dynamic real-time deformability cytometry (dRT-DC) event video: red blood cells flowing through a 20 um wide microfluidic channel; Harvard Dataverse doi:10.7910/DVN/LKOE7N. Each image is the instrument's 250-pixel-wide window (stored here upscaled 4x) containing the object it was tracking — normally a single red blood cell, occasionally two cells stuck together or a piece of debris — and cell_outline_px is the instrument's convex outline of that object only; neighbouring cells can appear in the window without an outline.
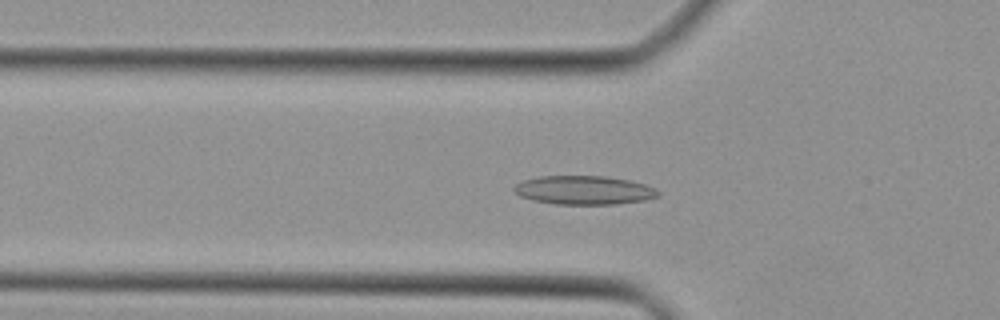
{"species": "Egyptian fruit bat (a non-hibernating species)", "species_latin": "Rousettus aegyptiacus", "temperature_condition": "cold", "stored_images_in_passage": 37, "camera_frame_rate_fps": 3000, "um_per_image_px": 0.085, "animal": {"sex": "female"}, "frame": {"image": 1, "passage_image": 9, "time_ms": 2.667, "image_size_px": [1000, 320], "cell_outline_px": [[660, 196], [644, 200], [616, 204], [556, 204], [532, 200], [520, 196], [512, 192], [512, 188], [516, 184], [524, 180], [540, 176], [604, 176], [628, 180], [644, 184], [656, 188], [660, 192]], "centroid_in_image_um": [49.62, 16.16], "position_along_channel_um": 76.2, "area_um2": 24.22}}
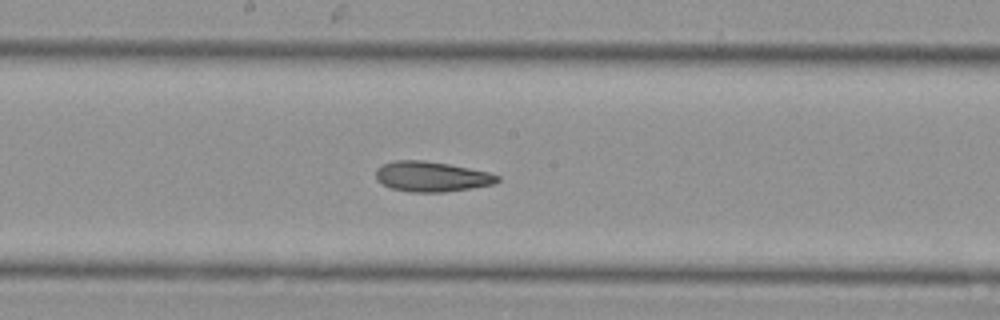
{"frame": {"image": 2, "passage_image": 18, "time_ms": 5.667, "image_size_px": [1000, 320], "cell_outline_px": [[500, 180], [492, 184], [472, 188], [444, 192], [412, 192], [392, 188], [380, 184], [376, 180], [376, 168], [384, 164], [396, 160], [424, 160], [448, 164], [488, 172], [500, 176]], "centroid_in_image_um": [36.66, 15.01], "position_along_channel_um": 211.5, "area_um2": 21.33}}
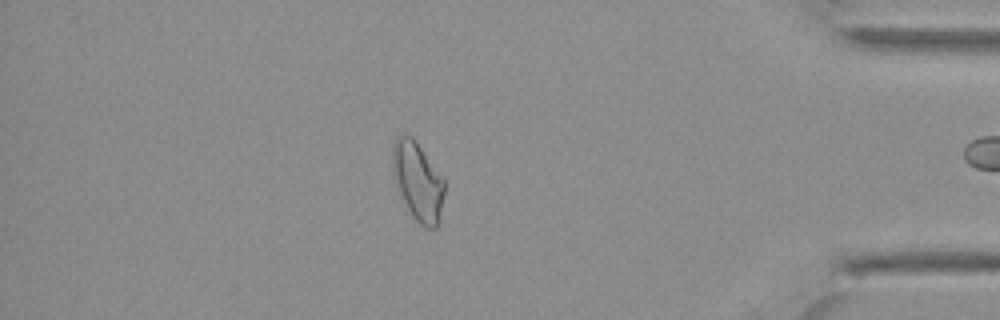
{"frame": {"image": 3, "passage_image": 33, "time_ms": 10.667, "image_size_px": [1000, 320], "cell_outline_px": [[444, 192], [440, 220], [436, 228], [424, 228], [412, 216], [396, 184], [392, 168], [392, 148], [396, 136], [400, 132], [404, 132], [412, 136], [444, 180]], "centroid_in_image_um": [35.5, 15.38], "position_along_channel_um": 399.7, "area_um2": 23.58}}